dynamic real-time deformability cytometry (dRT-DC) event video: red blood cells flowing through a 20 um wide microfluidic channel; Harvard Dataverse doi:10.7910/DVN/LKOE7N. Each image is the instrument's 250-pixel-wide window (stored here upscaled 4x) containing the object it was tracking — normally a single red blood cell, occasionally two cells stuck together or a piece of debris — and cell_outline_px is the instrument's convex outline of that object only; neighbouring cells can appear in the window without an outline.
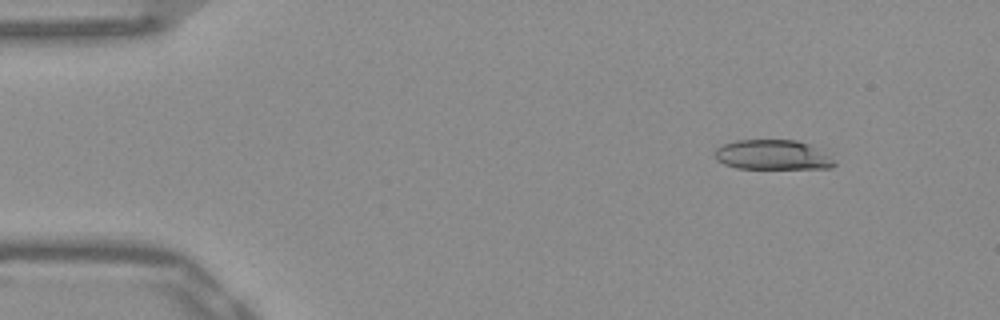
{"species": "Egyptian fruit bat (a non-hibernating species)", "species_latin": "Rousettus aegyptiacus", "temperature_condition": "warm", "stored_images_in_passage": 47, "camera_frame_rate_fps": 3000, "um_per_image_px": 0.085, "frame": {"image": 1, "passage_image": 1, "time_ms": 0.0, "image_size_px": [1000, 320], "cell_outline_px": [[836, 164], [832, 168], [736, 168], [724, 164], [716, 160], [712, 156], [716, 148], [724, 144], [736, 140], [796, 140], [808, 144], [828, 156]], "centroid_in_image_um": [65.58, 13.17], "position_along_channel_um": 19.4, "area_um2": 20.58}}
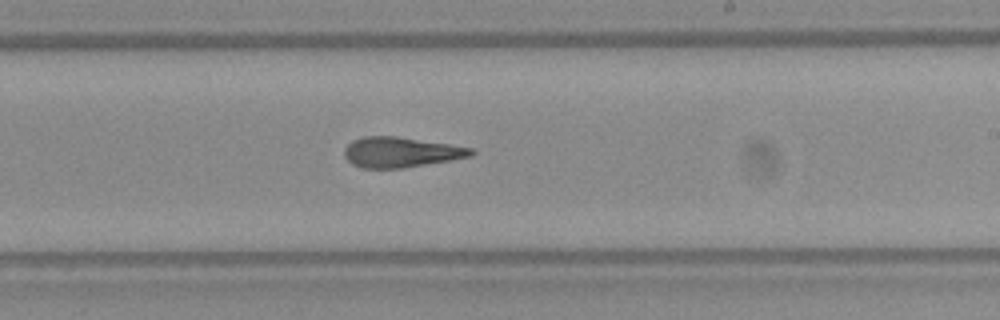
{"frame": {"image": 2, "passage_image": 26, "time_ms": 8.333, "image_size_px": [1000, 320], "cell_outline_px": [[476, 152], [472, 156], [404, 168], [360, 168], [352, 164], [344, 156], [344, 148], [352, 140], [364, 136], [396, 136], [448, 144], [472, 148]], "centroid_in_image_um": [34.04, 12.94], "position_along_channel_um": 255.0, "area_um2": 22.31}}
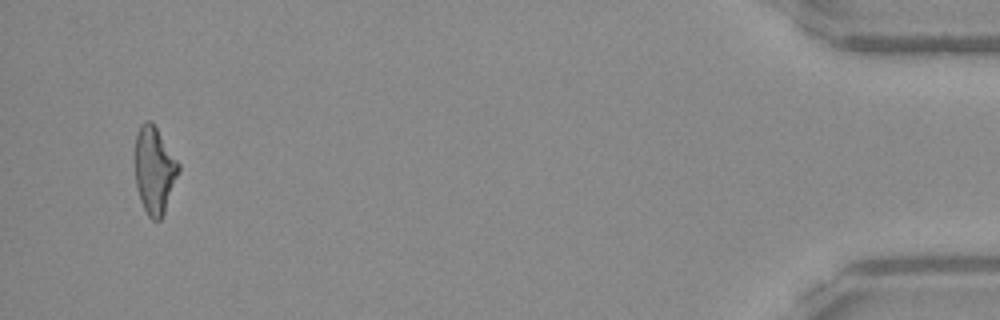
{"frame": {"image": 3, "passage_image": 45, "time_ms": 14.667, "image_size_px": [1000, 320], "cell_outline_px": [[180, 168], [164, 212], [160, 220], [152, 220], [148, 216], [140, 200], [136, 184], [136, 132], [140, 124], [144, 120], [152, 120], [180, 164]], "centroid_in_image_um": [13.12, 14.42], "position_along_channel_um": 422.1, "area_um2": 21.91}, "authors_computed_cell_mechanics": {"area_um2": 22.5998, "velocity_mm_per_s": 3.9146, "shape_relaxation_time_tau1_ms": null, "shape_relaxation_time_tau2_ms": 3.2177, "deformation_change_tau1": null, "deformation_change_tau2": 0.152}}